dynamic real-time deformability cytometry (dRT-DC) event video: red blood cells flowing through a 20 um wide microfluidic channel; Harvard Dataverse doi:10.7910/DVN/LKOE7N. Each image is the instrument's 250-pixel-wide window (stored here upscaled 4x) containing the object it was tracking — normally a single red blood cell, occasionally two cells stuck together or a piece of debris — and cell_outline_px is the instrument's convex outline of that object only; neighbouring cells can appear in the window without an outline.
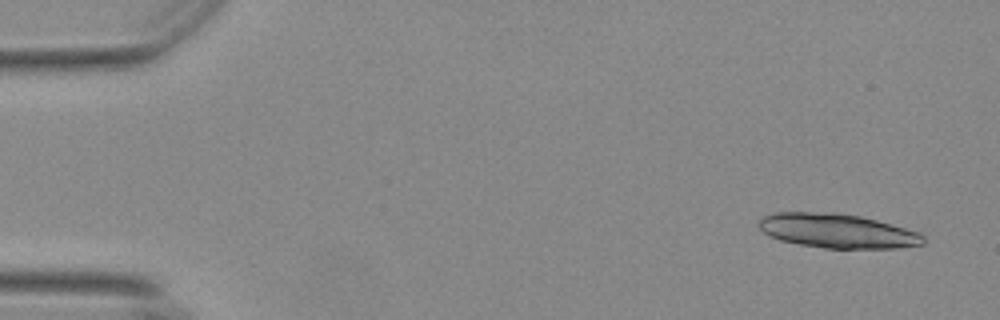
{"species": "Egyptian fruit bat (a non-hibernating species)", "species_latin": "Rousettus aegyptiacus", "temperature_condition": "warm", "stored_images_in_passage": 38, "segment_of_instrument_passage": [1, 2], "camera_frame_rate_fps": 3000, "um_per_image_px": 0.085, "animal": {"sex": "female"}, "frame": {"image": 1, "passage_image": 3, "time_ms": 0.667, "image_size_px": [1000, 320], "cell_outline_px": [[924, 244], [896, 248], [824, 248], [800, 244], [780, 240], [768, 236], [756, 224], [764, 216], [776, 212], [832, 212], [860, 216], [876, 220], [920, 232], [924, 236]], "centroid_in_image_um": [71.16, 19.62], "position_along_channel_um": 13.8, "area_um2": 32.83}}